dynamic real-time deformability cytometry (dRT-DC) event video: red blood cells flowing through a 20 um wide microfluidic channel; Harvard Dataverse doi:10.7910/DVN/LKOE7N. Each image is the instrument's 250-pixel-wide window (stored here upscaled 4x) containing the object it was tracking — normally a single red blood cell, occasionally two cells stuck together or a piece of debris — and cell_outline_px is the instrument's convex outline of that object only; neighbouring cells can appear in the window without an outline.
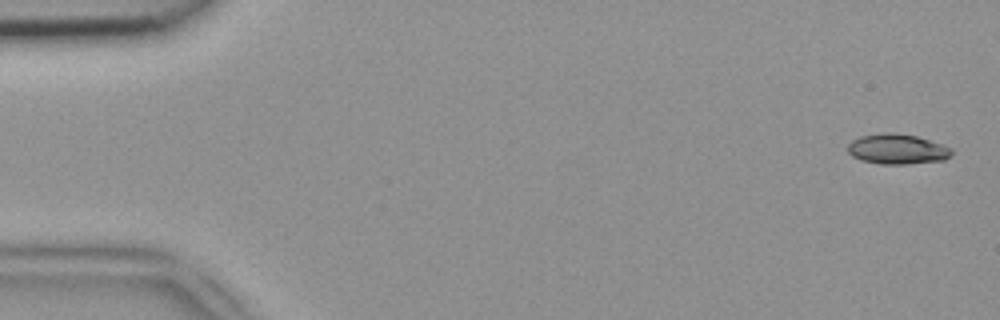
{"species": "common noctule bat (a hibernating species)", "species_latin": "Nyctalus noctula", "temperature_condition": "room temperature", "stored_images_in_passage": 50, "camera_frame_rate_fps": 3000, "um_per_image_px": 0.085, "animal": {"sex": "female", "body_mass_g": 18.4}, "frame": {"image": 1, "passage_image": 2, "time_ms": 0.333, "image_size_px": [1000, 320], "cell_outline_px": [[952, 152], [944, 160], [908, 164], [880, 164], [860, 160], [852, 156], [848, 152], [848, 144], [852, 140], [860, 136], [888, 132], [892, 132], [916, 136], [952, 148]], "centroid_in_image_um": [76.23, 12.68], "position_along_channel_um": 8.8, "area_um2": 18.15}}
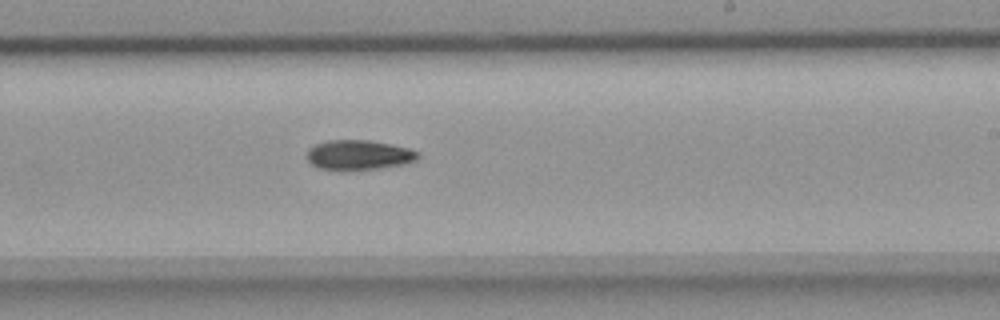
{"frame": {"image": 2, "passage_image": 30, "time_ms": 9.667, "image_size_px": [1000, 320], "cell_outline_px": [[420, 156], [416, 160], [400, 164], [376, 168], [320, 168], [312, 164], [304, 156], [308, 148], [316, 144], [328, 140], [368, 140], [392, 144], [408, 148], [420, 152]], "centroid_in_image_um": [30.48, 13.13], "position_along_channel_um": 258.5, "area_um2": 18.79}}
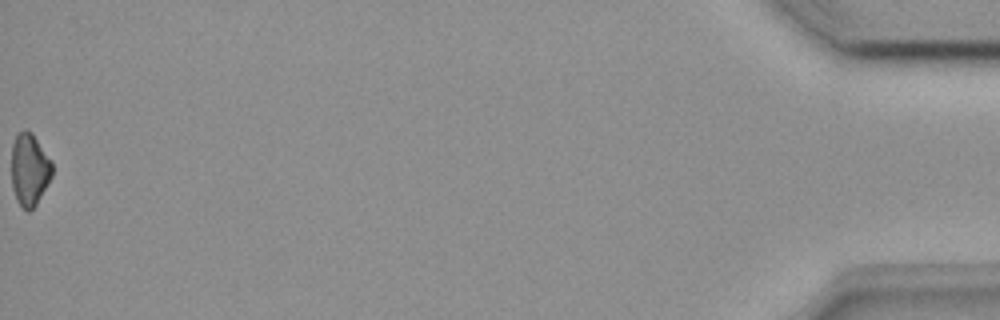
{"frame": {"image": 3, "passage_image": 50, "time_ms": 16.333, "image_size_px": [1000, 320], "cell_outline_px": [[52, 176], [36, 204], [28, 212], [16, 200], [12, 188], [12, 144], [16, 136], [24, 128], [28, 128], [32, 132], [52, 160]], "centroid_in_image_um": [2.51, 14.37], "position_along_channel_um": 432.7, "area_um2": 17.22}}